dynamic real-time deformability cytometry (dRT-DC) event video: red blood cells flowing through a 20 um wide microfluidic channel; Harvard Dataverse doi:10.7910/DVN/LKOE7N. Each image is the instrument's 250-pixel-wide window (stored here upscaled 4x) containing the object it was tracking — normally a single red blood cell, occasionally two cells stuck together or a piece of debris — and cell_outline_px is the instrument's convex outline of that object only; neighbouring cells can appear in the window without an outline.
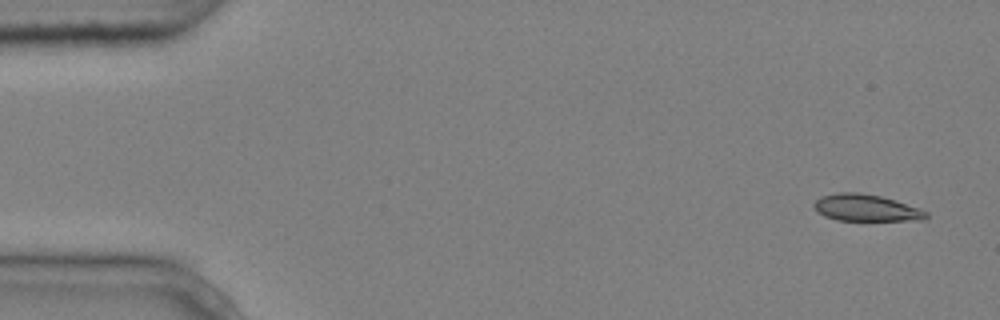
{"species": "common noctule bat (a hibernating species)", "species_latin": "Nyctalus noctula", "temperature_condition": "cold", "stored_images_in_passage": 5, "camera_frame_rate_fps": 3000, "um_per_image_px": 0.085, "animal": {"sex": "male", "body_mass_g": 20.4}, "frame": {"image": 1, "passage_image": 1, "time_ms": 0.0, "image_size_px": [1000, 320], "cell_outline_px": [[928, 216], [924, 220], [836, 220], [824, 216], [816, 212], [812, 204], [820, 196], [840, 192], [856, 192], [880, 196], [920, 208], [928, 212]], "centroid_in_image_um": [73.58, 17.67], "position_along_channel_um": 11.4, "area_um2": 17.51}}
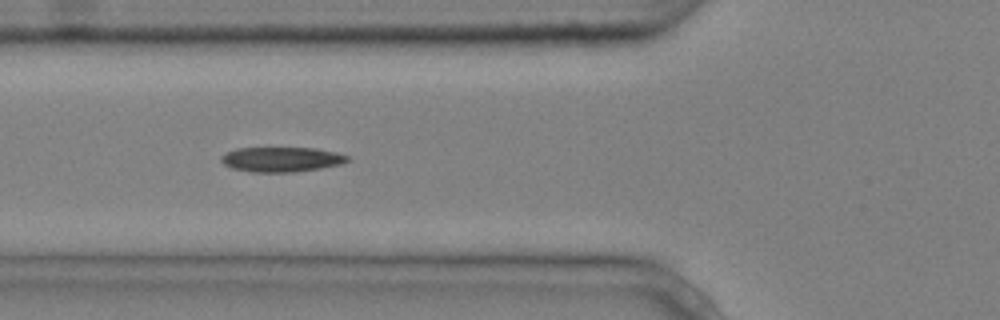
{"frame": {"image": 2, "passage_image": 5, "time_ms": 1.333, "image_size_px": [1000, 320], "cell_outline_px": [[348, 160], [340, 164], [320, 168], [296, 172], [252, 172], [232, 168], [224, 164], [220, 160], [220, 156], [224, 152], [236, 148], [316, 148], [336, 152], [348, 156]], "centroid_in_image_um": [23.87, 13.54], "position_along_channel_um": 101.9, "area_um2": 18.32}}